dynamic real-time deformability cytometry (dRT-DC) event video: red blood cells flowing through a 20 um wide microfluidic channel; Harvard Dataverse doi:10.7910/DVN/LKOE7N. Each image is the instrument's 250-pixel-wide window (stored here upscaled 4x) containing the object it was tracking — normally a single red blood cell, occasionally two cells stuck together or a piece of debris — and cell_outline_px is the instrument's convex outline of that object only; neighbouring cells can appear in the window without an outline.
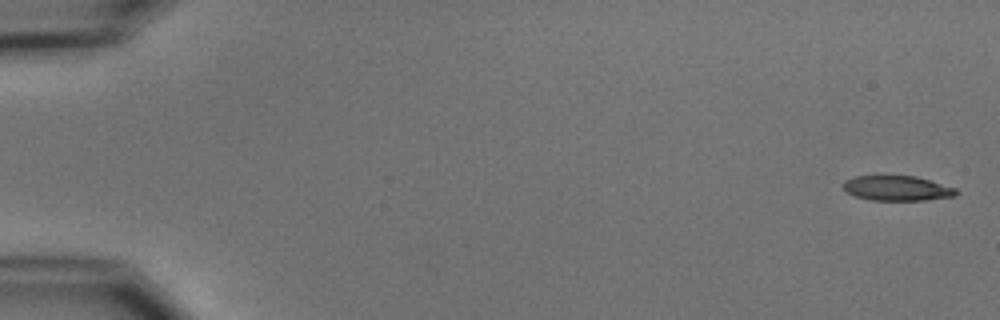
{"species": "common noctule bat (a hibernating species)", "species_latin": "Nyctalus noctula", "temperature_condition": "cold", "stored_images_in_passage": 4, "camera_frame_rate_fps": 3000, "um_per_image_px": 0.085, "animal": {"sex": "male", "body_mass_g": 15.6}, "frame": {"image": 1, "passage_image": 1, "time_ms": 0.0, "image_size_px": [1000, 320], "cell_outline_px": [[956, 196], [924, 200], [868, 200], [856, 196], [848, 192], [840, 184], [844, 180], [852, 176], [916, 176], [956, 188]], "centroid_in_image_um": [76.21, 15.99], "position_along_channel_um": 8.8, "area_um2": 16.42}}
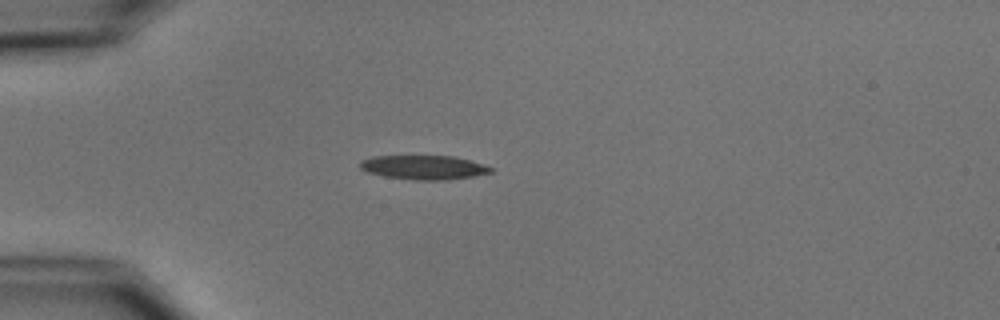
{"frame": {"image": 2, "passage_image": 4, "time_ms": 4.667, "image_size_px": [1000, 320], "cell_outline_px": [[492, 172], [472, 176], [448, 180], [412, 180], [384, 176], [368, 172], [360, 168], [360, 160], [372, 156], [456, 156], [484, 164], [492, 168]], "centroid_in_image_um": [36.01, 14.22], "position_along_channel_um": 49.0, "area_um2": 18.44}}